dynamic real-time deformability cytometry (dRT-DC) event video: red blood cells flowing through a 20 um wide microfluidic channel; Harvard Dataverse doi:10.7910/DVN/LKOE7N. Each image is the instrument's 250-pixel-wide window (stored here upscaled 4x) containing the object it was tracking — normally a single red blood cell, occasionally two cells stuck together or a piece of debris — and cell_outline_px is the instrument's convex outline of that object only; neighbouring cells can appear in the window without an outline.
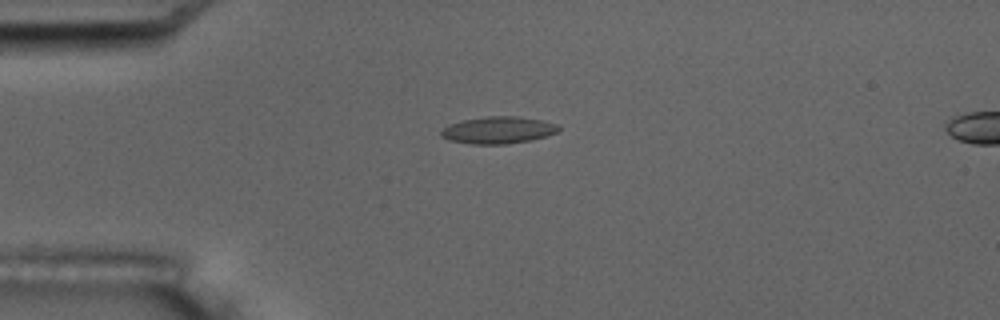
{"species": "common noctule bat (a hibernating species)", "species_latin": "Nyctalus noctula", "temperature_condition": "room temperature", "stored_images_in_passage": 7, "camera_frame_rate_fps": 3000, "um_per_image_px": 0.085, "animal": {"sex": "male", "body_mass_g": 17.5, "forearm_length_mm": 52.3}, "frame": {"image": 1, "passage_image": 5, "time_ms": 4.667, "image_size_px": [1000, 320], "cell_outline_px": [[560, 128], [556, 132], [544, 136], [528, 140], [504, 144], [472, 144], [448, 140], [440, 136], [440, 132], [448, 124], [460, 120], [488, 116], [520, 116], [540, 120], [556, 124]], "centroid_in_image_um": [42.27, 11.05], "position_along_channel_um": 42.7, "area_um2": 18.38}}